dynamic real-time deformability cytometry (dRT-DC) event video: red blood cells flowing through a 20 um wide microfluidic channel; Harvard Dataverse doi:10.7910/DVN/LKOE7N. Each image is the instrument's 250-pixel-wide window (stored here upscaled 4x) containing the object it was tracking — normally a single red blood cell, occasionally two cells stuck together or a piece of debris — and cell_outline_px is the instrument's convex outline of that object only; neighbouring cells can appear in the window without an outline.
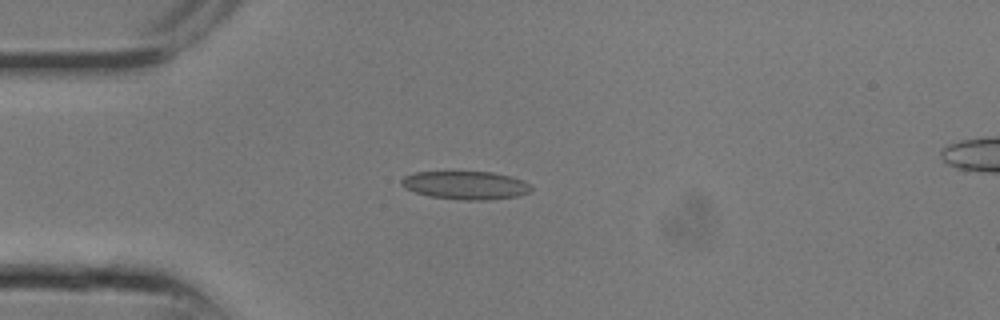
{"species": "common noctule bat (a hibernating species)", "species_latin": "Nyctalus noctula", "temperature_condition": "room temperature", "stored_images_in_passage": 2, "camera_frame_rate_fps": 3000, "um_per_image_px": 0.085, "animal": {"sex": "male", "body_mass_g": 13.3}, "frame": {"image": 1, "passage_image": 1, "time_ms": 0.0, "image_size_px": [1000, 320], "cell_outline_px": [[532, 192], [520, 196], [488, 200], [460, 200], [428, 196], [404, 188], [400, 184], [400, 180], [404, 176], [416, 172], [492, 172], [524, 180], [532, 188]], "centroid_in_image_um": [39.58, 15.76], "position_along_channel_um": 45.4, "area_um2": 21.5}}